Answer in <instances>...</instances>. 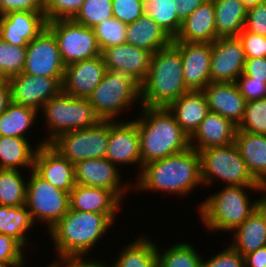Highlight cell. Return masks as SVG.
Returning a JSON list of instances; mask_svg holds the SVG:
<instances>
[{"label":"cell","instance_id":"cell-15","mask_svg":"<svg viewBox=\"0 0 266 267\" xmlns=\"http://www.w3.org/2000/svg\"><path fill=\"white\" fill-rule=\"evenodd\" d=\"M245 61L239 37H219L212 42L211 82L234 83L243 73Z\"/></svg>","mask_w":266,"mask_h":267},{"label":"cell","instance_id":"cell-53","mask_svg":"<svg viewBox=\"0 0 266 267\" xmlns=\"http://www.w3.org/2000/svg\"><path fill=\"white\" fill-rule=\"evenodd\" d=\"M245 267H266V246L244 256Z\"/></svg>","mask_w":266,"mask_h":267},{"label":"cell","instance_id":"cell-26","mask_svg":"<svg viewBox=\"0 0 266 267\" xmlns=\"http://www.w3.org/2000/svg\"><path fill=\"white\" fill-rule=\"evenodd\" d=\"M231 234L230 245L243 257L266 246V206L261 203Z\"/></svg>","mask_w":266,"mask_h":267},{"label":"cell","instance_id":"cell-32","mask_svg":"<svg viewBox=\"0 0 266 267\" xmlns=\"http://www.w3.org/2000/svg\"><path fill=\"white\" fill-rule=\"evenodd\" d=\"M157 244L154 240L140 235L123 247L111 267H157Z\"/></svg>","mask_w":266,"mask_h":267},{"label":"cell","instance_id":"cell-24","mask_svg":"<svg viewBox=\"0 0 266 267\" xmlns=\"http://www.w3.org/2000/svg\"><path fill=\"white\" fill-rule=\"evenodd\" d=\"M216 39L214 3L206 0L182 21L172 42L212 43Z\"/></svg>","mask_w":266,"mask_h":267},{"label":"cell","instance_id":"cell-16","mask_svg":"<svg viewBox=\"0 0 266 267\" xmlns=\"http://www.w3.org/2000/svg\"><path fill=\"white\" fill-rule=\"evenodd\" d=\"M119 170L121 171L106 158L86 159L74 165L75 181L76 184L84 186L108 189L122 201L124 194L133 190V187L127 183L121 184L122 176Z\"/></svg>","mask_w":266,"mask_h":267},{"label":"cell","instance_id":"cell-52","mask_svg":"<svg viewBox=\"0 0 266 267\" xmlns=\"http://www.w3.org/2000/svg\"><path fill=\"white\" fill-rule=\"evenodd\" d=\"M205 1L206 0H174V8L178 18L183 21Z\"/></svg>","mask_w":266,"mask_h":267},{"label":"cell","instance_id":"cell-13","mask_svg":"<svg viewBox=\"0 0 266 267\" xmlns=\"http://www.w3.org/2000/svg\"><path fill=\"white\" fill-rule=\"evenodd\" d=\"M105 158L118 168L129 164L136 165L140 169L137 177L143 168L140 155V138L137 121L116 119L109 120V140Z\"/></svg>","mask_w":266,"mask_h":267},{"label":"cell","instance_id":"cell-3","mask_svg":"<svg viewBox=\"0 0 266 267\" xmlns=\"http://www.w3.org/2000/svg\"><path fill=\"white\" fill-rule=\"evenodd\" d=\"M179 48L171 42L151 56L147 78L140 85L139 106L168 108L188 92Z\"/></svg>","mask_w":266,"mask_h":267},{"label":"cell","instance_id":"cell-18","mask_svg":"<svg viewBox=\"0 0 266 267\" xmlns=\"http://www.w3.org/2000/svg\"><path fill=\"white\" fill-rule=\"evenodd\" d=\"M106 72L102 56L65 66L62 91L77 98H87L102 81Z\"/></svg>","mask_w":266,"mask_h":267},{"label":"cell","instance_id":"cell-51","mask_svg":"<svg viewBox=\"0 0 266 267\" xmlns=\"http://www.w3.org/2000/svg\"><path fill=\"white\" fill-rule=\"evenodd\" d=\"M243 74L266 82V57L246 59Z\"/></svg>","mask_w":266,"mask_h":267},{"label":"cell","instance_id":"cell-1","mask_svg":"<svg viewBox=\"0 0 266 267\" xmlns=\"http://www.w3.org/2000/svg\"><path fill=\"white\" fill-rule=\"evenodd\" d=\"M137 178L134 186L132 185L137 192L160 191L162 194L187 197L203 184L200 153L189 147L182 152L151 161L143 165Z\"/></svg>","mask_w":266,"mask_h":267},{"label":"cell","instance_id":"cell-46","mask_svg":"<svg viewBox=\"0 0 266 267\" xmlns=\"http://www.w3.org/2000/svg\"><path fill=\"white\" fill-rule=\"evenodd\" d=\"M23 246L14 238L0 233V262L26 263Z\"/></svg>","mask_w":266,"mask_h":267},{"label":"cell","instance_id":"cell-33","mask_svg":"<svg viewBox=\"0 0 266 267\" xmlns=\"http://www.w3.org/2000/svg\"><path fill=\"white\" fill-rule=\"evenodd\" d=\"M34 221L25 205L5 206L0 205V233L8 235L17 240L27 249L29 240L28 230L33 227ZM27 233V235H26ZM28 240V241H27Z\"/></svg>","mask_w":266,"mask_h":267},{"label":"cell","instance_id":"cell-39","mask_svg":"<svg viewBox=\"0 0 266 267\" xmlns=\"http://www.w3.org/2000/svg\"><path fill=\"white\" fill-rule=\"evenodd\" d=\"M127 24L115 17L104 20L96 25L93 30L100 50L126 43Z\"/></svg>","mask_w":266,"mask_h":267},{"label":"cell","instance_id":"cell-47","mask_svg":"<svg viewBox=\"0 0 266 267\" xmlns=\"http://www.w3.org/2000/svg\"><path fill=\"white\" fill-rule=\"evenodd\" d=\"M238 37L242 41L246 59L266 57V36L244 29Z\"/></svg>","mask_w":266,"mask_h":267},{"label":"cell","instance_id":"cell-23","mask_svg":"<svg viewBox=\"0 0 266 267\" xmlns=\"http://www.w3.org/2000/svg\"><path fill=\"white\" fill-rule=\"evenodd\" d=\"M236 131L237 125L230 119L209 112L189 137V145L198 152L210 147L227 146L234 143Z\"/></svg>","mask_w":266,"mask_h":267},{"label":"cell","instance_id":"cell-7","mask_svg":"<svg viewBox=\"0 0 266 267\" xmlns=\"http://www.w3.org/2000/svg\"><path fill=\"white\" fill-rule=\"evenodd\" d=\"M88 100L100 120L115 121L140 100V85L121 69L106 70Z\"/></svg>","mask_w":266,"mask_h":267},{"label":"cell","instance_id":"cell-4","mask_svg":"<svg viewBox=\"0 0 266 267\" xmlns=\"http://www.w3.org/2000/svg\"><path fill=\"white\" fill-rule=\"evenodd\" d=\"M137 121L142 165L190 147L189 136L181 129L168 108L140 106Z\"/></svg>","mask_w":266,"mask_h":267},{"label":"cell","instance_id":"cell-45","mask_svg":"<svg viewBox=\"0 0 266 267\" xmlns=\"http://www.w3.org/2000/svg\"><path fill=\"white\" fill-rule=\"evenodd\" d=\"M246 102L266 98V82L243 73L234 82Z\"/></svg>","mask_w":266,"mask_h":267},{"label":"cell","instance_id":"cell-58","mask_svg":"<svg viewBox=\"0 0 266 267\" xmlns=\"http://www.w3.org/2000/svg\"><path fill=\"white\" fill-rule=\"evenodd\" d=\"M262 203L266 206V196H265V193H264V198H263Z\"/></svg>","mask_w":266,"mask_h":267},{"label":"cell","instance_id":"cell-36","mask_svg":"<svg viewBox=\"0 0 266 267\" xmlns=\"http://www.w3.org/2000/svg\"><path fill=\"white\" fill-rule=\"evenodd\" d=\"M193 246L186 241L176 242L162 253L157 245V267H201L202 256Z\"/></svg>","mask_w":266,"mask_h":267},{"label":"cell","instance_id":"cell-40","mask_svg":"<svg viewBox=\"0 0 266 267\" xmlns=\"http://www.w3.org/2000/svg\"><path fill=\"white\" fill-rule=\"evenodd\" d=\"M26 47L14 46L0 38V72L8 80L23 72Z\"/></svg>","mask_w":266,"mask_h":267},{"label":"cell","instance_id":"cell-43","mask_svg":"<svg viewBox=\"0 0 266 267\" xmlns=\"http://www.w3.org/2000/svg\"><path fill=\"white\" fill-rule=\"evenodd\" d=\"M113 17L131 24L144 14L143 0H112Z\"/></svg>","mask_w":266,"mask_h":267},{"label":"cell","instance_id":"cell-19","mask_svg":"<svg viewBox=\"0 0 266 267\" xmlns=\"http://www.w3.org/2000/svg\"><path fill=\"white\" fill-rule=\"evenodd\" d=\"M46 28L44 12L12 11L0 15V38L14 46L26 47Z\"/></svg>","mask_w":266,"mask_h":267},{"label":"cell","instance_id":"cell-31","mask_svg":"<svg viewBox=\"0 0 266 267\" xmlns=\"http://www.w3.org/2000/svg\"><path fill=\"white\" fill-rule=\"evenodd\" d=\"M216 36L238 37L244 30L247 8L240 0H213Z\"/></svg>","mask_w":266,"mask_h":267},{"label":"cell","instance_id":"cell-38","mask_svg":"<svg viewBox=\"0 0 266 267\" xmlns=\"http://www.w3.org/2000/svg\"><path fill=\"white\" fill-rule=\"evenodd\" d=\"M112 17V0H85L72 20L89 28H94Z\"/></svg>","mask_w":266,"mask_h":267},{"label":"cell","instance_id":"cell-22","mask_svg":"<svg viewBox=\"0 0 266 267\" xmlns=\"http://www.w3.org/2000/svg\"><path fill=\"white\" fill-rule=\"evenodd\" d=\"M210 112L239 125L245 113L246 100L235 83L210 82L203 90Z\"/></svg>","mask_w":266,"mask_h":267},{"label":"cell","instance_id":"cell-41","mask_svg":"<svg viewBox=\"0 0 266 267\" xmlns=\"http://www.w3.org/2000/svg\"><path fill=\"white\" fill-rule=\"evenodd\" d=\"M237 131L266 135V98L246 102L244 117Z\"/></svg>","mask_w":266,"mask_h":267},{"label":"cell","instance_id":"cell-5","mask_svg":"<svg viewBox=\"0 0 266 267\" xmlns=\"http://www.w3.org/2000/svg\"><path fill=\"white\" fill-rule=\"evenodd\" d=\"M262 192L261 198L250 201L248 190ZM263 185L224 186L199 204L197 213L203 225L212 231L233 232L262 203Z\"/></svg>","mask_w":266,"mask_h":267},{"label":"cell","instance_id":"cell-48","mask_svg":"<svg viewBox=\"0 0 266 267\" xmlns=\"http://www.w3.org/2000/svg\"><path fill=\"white\" fill-rule=\"evenodd\" d=\"M244 29L266 36V1L247 9Z\"/></svg>","mask_w":266,"mask_h":267},{"label":"cell","instance_id":"cell-25","mask_svg":"<svg viewBox=\"0 0 266 267\" xmlns=\"http://www.w3.org/2000/svg\"><path fill=\"white\" fill-rule=\"evenodd\" d=\"M121 200L110 190L75 184L70 192V209L105 215H117Z\"/></svg>","mask_w":266,"mask_h":267},{"label":"cell","instance_id":"cell-12","mask_svg":"<svg viewBox=\"0 0 266 267\" xmlns=\"http://www.w3.org/2000/svg\"><path fill=\"white\" fill-rule=\"evenodd\" d=\"M23 73L34 76L64 78L65 65L53 33L44 29L26 46Z\"/></svg>","mask_w":266,"mask_h":267},{"label":"cell","instance_id":"cell-14","mask_svg":"<svg viewBox=\"0 0 266 267\" xmlns=\"http://www.w3.org/2000/svg\"><path fill=\"white\" fill-rule=\"evenodd\" d=\"M11 102L41 111L42 106L62 91L63 78L19 73L8 79Z\"/></svg>","mask_w":266,"mask_h":267},{"label":"cell","instance_id":"cell-29","mask_svg":"<svg viewBox=\"0 0 266 267\" xmlns=\"http://www.w3.org/2000/svg\"><path fill=\"white\" fill-rule=\"evenodd\" d=\"M126 43L148 50L152 54L168 46L172 39L151 18L143 14L126 28Z\"/></svg>","mask_w":266,"mask_h":267},{"label":"cell","instance_id":"cell-30","mask_svg":"<svg viewBox=\"0 0 266 267\" xmlns=\"http://www.w3.org/2000/svg\"><path fill=\"white\" fill-rule=\"evenodd\" d=\"M28 138L0 135V169H34V157L43 141L33 147Z\"/></svg>","mask_w":266,"mask_h":267},{"label":"cell","instance_id":"cell-8","mask_svg":"<svg viewBox=\"0 0 266 267\" xmlns=\"http://www.w3.org/2000/svg\"><path fill=\"white\" fill-rule=\"evenodd\" d=\"M202 186L209 187L217 180L225 186L261 185L250 174L235 143L210 147L200 152Z\"/></svg>","mask_w":266,"mask_h":267},{"label":"cell","instance_id":"cell-28","mask_svg":"<svg viewBox=\"0 0 266 267\" xmlns=\"http://www.w3.org/2000/svg\"><path fill=\"white\" fill-rule=\"evenodd\" d=\"M234 143L253 178L266 186V135L236 131Z\"/></svg>","mask_w":266,"mask_h":267},{"label":"cell","instance_id":"cell-2","mask_svg":"<svg viewBox=\"0 0 266 267\" xmlns=\"http://www.w3.org/2000/svg\"><path fill=\"white\" fill-rule=\"evenodd\" d=\"M117 215L89 211L68 212L48 231L56 250V257H88L89 251L108 233Z\"/></svg>","mask_w":266,"mask_h":267},{"label":"cell","instance_id":"cell-57","mask_svg":"<svg viewBox=\"0 0 266 267\" xmlns=\"http://www.w3.org/2000/svg\"><path fill=\"white\" fill-rule=\"evenodd\" d=\"M7 79L0 72V85L3 84Z\"/></svg>","mask_w":266,"mask_h":267},{"label":"cell","instance_id":"cell-37","mask_svg":"<svg viewBox=\"0 0 266 267\" xmlns=\"http://www.w3.org/2000/svg\"><path fill=\"white\" fill-rule=\"evenodd\" d=\"M21 173L17 169H0V205H25L27 180Z\"/></svg>","mask_w":266,"mask_h":267},{"label":"cell","instance_id":"cell-10","mask_svg":"<svg viewBox=\"0 0 266 267\" xmlns=\"http://www.w3.org/2000/svg\"><path fill=\"white\" fill-rule=\"evenodd\" d=\"M109 140V120L95 126L61 134L50 145L73 165L95 158H105Z\"/></svg>","mask_w":266,"mask_h":267},{"label":"cell","instance_id":"cell-49","mask_svg":"<svg viewBox=\"0 0 266 267\" xmlns=\"http://www.w3.org/2000/svg\"><path fill=\"white\" fill-rule=\"evenodd\" d=\"M12 11L44 12V0H0V15Z\"/></svg>","mask_w":266,"mask_h":267},{"label":"cell","instance_id":"cell-35","mask_svg":"<svg viewBox=\"0 0 266 267\" xmlns=\"http://www.w3.org/2000/svg\"><path fill=\"white\" fill-rule=\"evenodd\" d=\"M143 10L171 39L177 36L182 21L177 16L174 0H143Z\"/></svg>","mask_w":266,"mask_h":267},{"label":"cell","instance_id":"cell-42","mask_svg":"<svg viewBox=\"0 0 266 267\" xmlns=\"http://www.w3.org/2000/svg\"><path fill=\"white\" fill-rule=\"evenodd\" d=\"M85 0H44V14L47 22L72 19Z\"/></svg>","mask_w":266,"mask_h":267},{"label":"cell","instance_id":"cell-54","mask_svg":"<svg viewBox=\"0 0 266 267\" xmlns=\"http://www.w3.org/2000/svg\"><path fill=\"white\" fill-rule=\"evenodd\" d=\"M11 102L10 85L8 80L0 85V115L6 110Z\"/></svg>","mask_w":266,"mask_h":267},{"label":"cell","instance_id":"cell-50","mask_svg":"<svg viewBox=\"0 0 266 267\" xmlns=\"http://www.w3.org/2000/svg\"><path fill=\"white\" fill-rule=\"evenodd\" d=\"M53 267H111L106 262L93 260L91 257H60L55 258ZM106 263V264H105ZM107 265V266H106Z\"/></svg>","mask_w":266,"mask_h":267},{"label":"cell","instance_id":"cell-21","mask_svg":"<svg viewBox=\"0 0 266 267\" xmlns=\"http://www.w3.org/2000/svg\"><path fill=\"white\" fill-rule=\"evenodd\" d=\"M33 170L54 187L69 193L76 184L74 165L50 144L37 148Z\"/></svg>","mask_w":266,"mask_h":267},{"label":"cell","instance_id":"cell-6","mask_svg":"<svg viewBox=\"0 0 266 267\" xmlns=\"http://www.w3.org/2000/svg\"><path fill=\"white\" fill-rule=\"evenodd\" d=\"M48 138L43 142L51 144L61 134L95 126L100 118L95 114L87 98H77L61 91L49 99L41 108Z\"/></svg>","mask_w":266,"mask_h":267},{"label":"cell","instance_id":"cell-56","mask_svg":"<svg viewBox=\"0 0 266 267\" xmlns=\"http://www.w3.org/2000/svg\"><path fill=\"white\" fill-rule=\"evenodd\" d=\"M26 263H3L0 262V267H24Z\"/></svg>","mask_w":266,"mask_h":267},{"label":"cell","instance_id":"cell-34","mask_svg":"<svg viewBox=\"0 0 266 267\" xmlns=\"http://www.w3.org/2000/svg\"><path fill=\"white\" fill-rule=\"evenodd\" d=\"M38 114L34 108L10 102L0 115V135L27 138V130L36 123Z\"/></svg>","mask_w":266,"mask_h":267},{"label":"cell","instance_id":"cell-11","mask_svg":"<svg viewBox=\"0 0 266 267\" xmlns=\"http://www.w3.org/2000/svg\"><path fill=\"white\" fill-rule=\"evenodd\" d=\"M47 28L57 40L65 66L101 55L93 28L76 23L72 19L47 22Z\"/></svg>","mask_w":266,"mask_h":267},{"label":"cell","instance_id":"cell-27","mask_svg":"<svg viewBox=\"0 0 266 267\" xmlns=\"http://www.w3.org/2000/svg\"><path fill=\"white\" fill-rule=\"evenodd\" d=\"M168 110L189 137L210 112L202 90H189L182 94L168 107Z\"/></svg>","mask_w":266,"mask_h":267},{"label":"cell","instance_id":"cell-44","mask_svg":"<svg viewBox=\"0 0 266 267\" xmlns=\"http://www.w3.org/2000/svg\"><path fill=\"white\" fill-rule=\"evenodd\" d=\"M201 267H245L244 257L230 244L208 260L202 257Z\"/></svg>","mask_w":266,"mask_h":267},{"label":"cell","instance_id":"cell-20","mask_svg":"<svg viewBox=\"0 0 266 267\" xmlns=\"http://www.w3.org/2000/svg\"><path fill=\"white\" fill-rule=\"evenodd\" d=\"M106 70L121 69L141 85L147 78L152 53L127 43L101 51Z\"/></svg>","mask_w":266,"mask_h":267},{"label":"cell","instance_id":"cell-55","mask_svg":"<svg viewBox=\"0 0 266 267\" xmlns=\"http://www.w3.org/2000/svg\"><path fill=\"white\" fill-rule=\"evenodd\" d=\"M244 6L249 9L251 7H254L258 5L259 3L265 2L266 0H240Z\"/></svg>","mask_w":266,"mask_h":267},{"label":"cell","instance_id":"cell-17","mask_svg":"<svg viewBox=\"0 0 266 267\" xmlns=\"http://www.w3.org/2000/svg\"><path fill=\"white\" fill-rule=\"evenodd\" d=\"M180 50L188 90H203L210 82L212 43L173 42Z\"/></svg>","mask_w":266,"mask_h":267},{"label":"cell","instance_id":"cell-9","mask_svg":"<svg viewBox=\"0 0 266 267\" xmlns=\"http://www.w3.org/2000/svg\"><path fill=\"white\" fill-rule=\"evenodd\" d=\"M29 172L25 206L34 223H45L49 230L68 212L70 193L54 187L34 170Z\"/></svg>","mask_w":266,"mask_h":267}]
</instances>
